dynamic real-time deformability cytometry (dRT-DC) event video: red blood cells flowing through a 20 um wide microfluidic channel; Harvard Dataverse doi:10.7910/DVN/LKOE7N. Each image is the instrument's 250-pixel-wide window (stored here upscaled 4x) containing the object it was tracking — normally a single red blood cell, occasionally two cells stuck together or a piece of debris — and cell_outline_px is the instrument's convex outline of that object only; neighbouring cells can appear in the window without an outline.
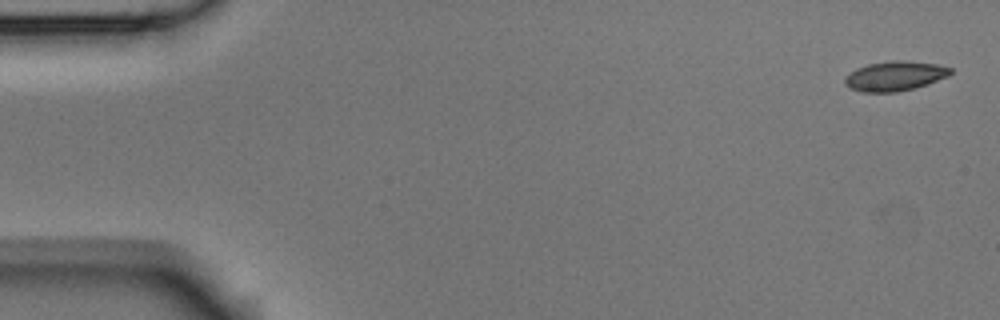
{"species": "Egyptian fruit bat (a non-hibernating species)", "species_latin": "Rousettus aegyptiacus", "temperature_condition": "room temperature", "stored_images_in_passage": 4, "camera_frame_rate_fps": 3000, "um_per_image_px": 0.085, "animal": {"sex": "male"}, "frame": {"image": 1, "passage_image": 1, "time_ms": 0.0, "image_size_px": [1000, 320], "cell_outline_px": [[952, 72], [948, 76], [928, 84], [896, 92], [860, 92], [844, 84], [844, 76], [856, 68], [868, 64], [892, 60], [904, 60], [940, 64], [952, 68]], "centroid_in_image_um": [76.06, 6.45], "position_along_channel_um": 8.9, "area_um2": 18.38}}
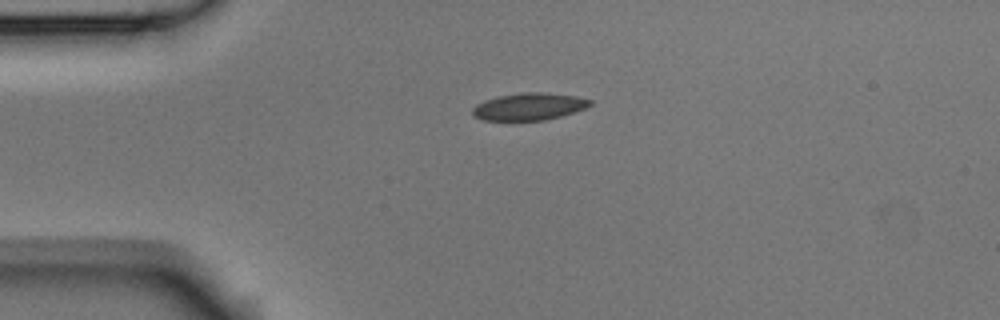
{"frame": {"image": 2, "passage_image": 4, "time_ms": 1.0, "image_size_px": [1000, 320], "cell_outline_px": [[592, 104], [584, 108], [560, 116], [544, 120], [484, 120], [472, 116], [472, 108], [476, 104], [484, 100], [496, 96], [520, 92], [544, 92], [576, 96], [592, 100]], "centroid_in_image_um": [44.92, 9.04], "position_along_channel_um": 40.1, "area_um2": 18.67}}